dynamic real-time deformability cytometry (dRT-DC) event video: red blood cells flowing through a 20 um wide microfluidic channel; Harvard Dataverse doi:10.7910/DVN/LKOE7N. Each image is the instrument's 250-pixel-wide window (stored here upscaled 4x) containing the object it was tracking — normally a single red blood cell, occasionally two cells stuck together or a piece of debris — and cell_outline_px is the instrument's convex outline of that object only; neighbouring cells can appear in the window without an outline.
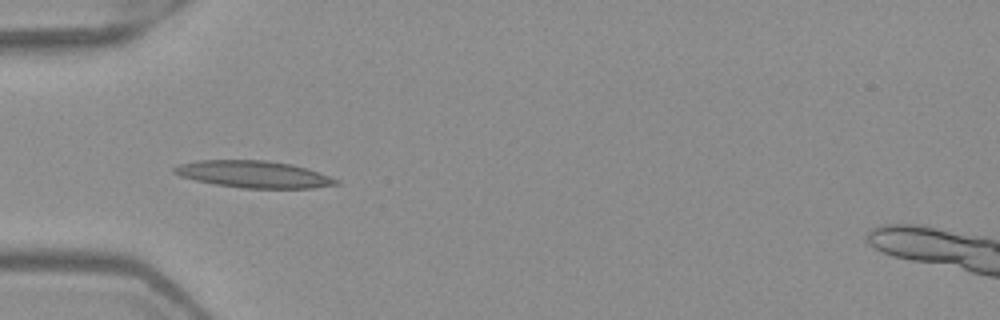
{"species": "Egyptian fruit bat (a non-hibernating species)", "species_latin": "Rousettus aegyptiacus", "temperature_condition": "warm", "stored_images_in_passage": 7, "camera_frame_rate_fps": 3000, "um_per_image_px": 0.085, "frame": {"image": 1, "passage_image": 4, "time_ms": 1.0, "image_size_px": [1000, 320], "cell_outline_px": [[340, 184], [312, 188], [244, 188], [216, 184], [196, 180], [180, 176], [172, 172], [172, 168], [180, 164], [196, 160], [268, 160], [292, 164], [340, 180]], "centroid_in_image_um": [21.54, 14.81], "position_along_channel_um": 63.5, "area_um2": 25.26}}
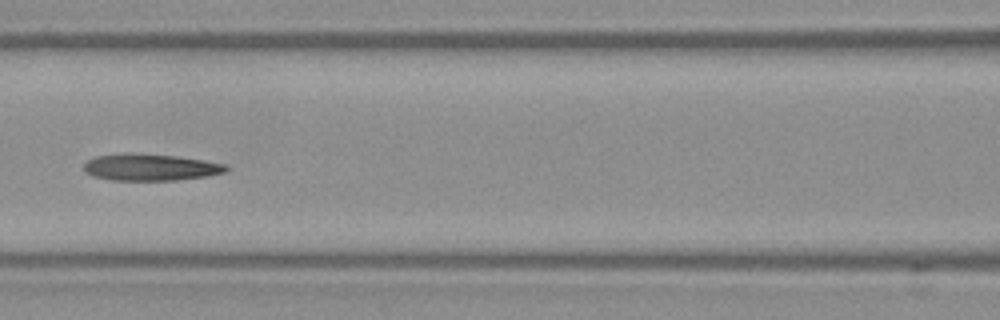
{"frame": {"image": 2, "passage_image": 6, "time_ms": 1.667, "image_size_px": [1000, 320], "cell_outline_px": [[228, 168], [224, 172], [208, 176], [176, 180], [112, 180], [92, 176], [84, 172], [84, 164], [88, 160], [96, 156], [120, 152], [132, 152], [176, 156], [204, 160], [228, 164]], "centroid_in_image_um": [12.76, 14.2], "position_along_channel_um": 153.8, "area_um2": 22.48}}
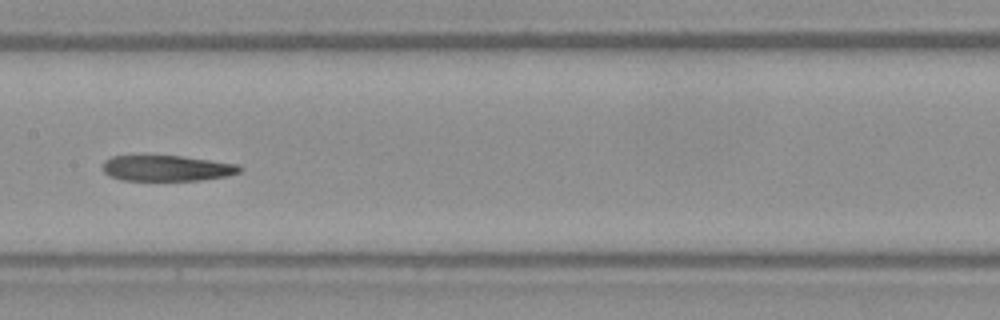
{"frame": {"image": 3, "passage_image": 7, "time_ms": 2.0, "image_size_px": [1000, 320], "cell_outline_px": [[244, 168], [240, 172], [228, 176], [200, 180], [120, 180], [108, 176], [100, 168], [104, 160], [112, 156], [180, 156], [236, 164]], "centroid_in_image_um": [14.13, 14.3], "position_along_channel_um": 193.3, "area_um2": 20.58}}